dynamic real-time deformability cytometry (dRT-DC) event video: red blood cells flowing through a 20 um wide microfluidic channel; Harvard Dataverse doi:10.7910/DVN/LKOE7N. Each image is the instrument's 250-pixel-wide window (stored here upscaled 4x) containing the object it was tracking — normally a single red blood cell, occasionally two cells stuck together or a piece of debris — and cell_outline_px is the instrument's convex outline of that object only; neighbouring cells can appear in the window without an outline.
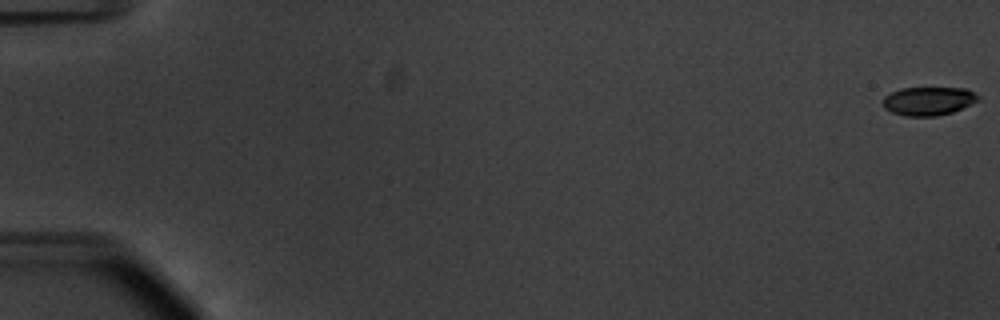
{"species": "common noctule bat (a hibernating species)", "species_latin": "Nyctalus noctula", "temperature_condition": "warm", "stored_images_in_passage": 56, "camera_frame_rate_fps": 3000, "um_per_image_px": 0.085, "animal": {"sex": "male", "body_mass_g": 20.1, "forearm_length_mm": 53.5}, "frame": {"image": 1, "passage_image": 1, "time_ms": 0.0, "image_size_px": [1000, 320], "cell_outline_px": [[980, 100], [952, 112], [936, 116], [904, 116], [892, 112], [884, 108], [884, 96], [900, 88], [964, 88], [980, 96]], "centroid_in_image_um": [78.92, 8.59], "position_along_channel_um": 6.1, "area_um2": 15.72}}
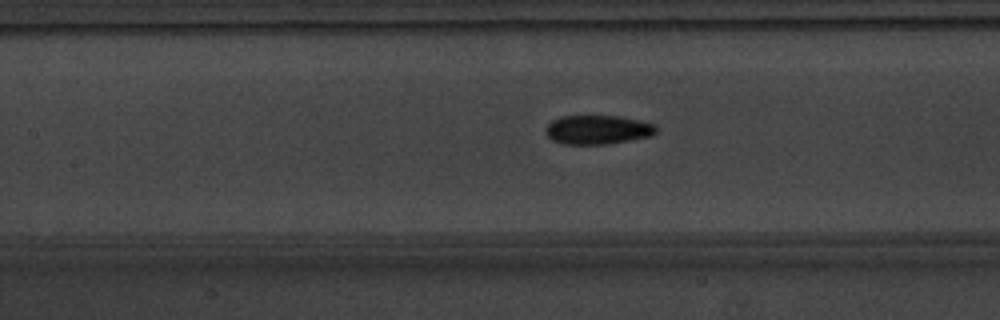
{"frame": {"image": 2, "passage_image": 27, "time_ms": 8.667, "image_size_px": [1000, 320], "cell_outline_px": [[656, 132], [652, 136], [608, 144], [564, 144], [552, 140], [544, 132], [544, 128], [552, 120], [560, 116], [620, 116], [640, 120], [656, 124]], "centroid_in_image_um": [50.8, 11.02], "position_along_channel_um": 156.6, "area_um2": 18.9}}
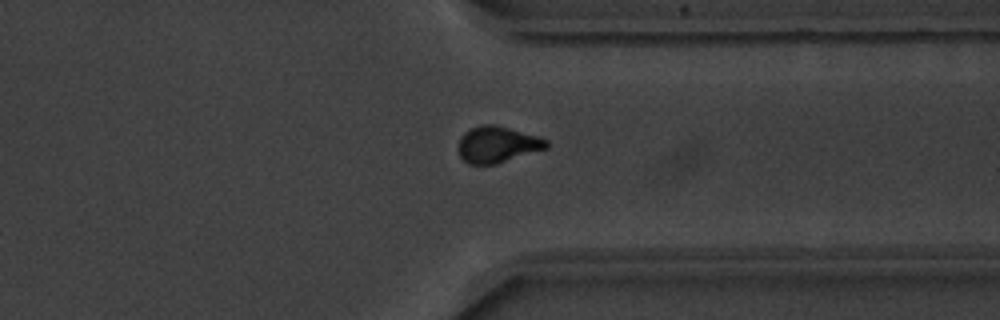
{"frame": {"image": 3, "passage_image": 44, "time_ms": 14.333, "image_size_px": [1000, 320], "cell_outline_px": [[548, 148], [496, 164], [468, 164], [460, 156], [456, 148], [460, 136], [464, 132], [480, 124], [496, 124], [540, 136], [548, 140]], "centroid_in_image_um": [42.26, 12.27], "position_along_channel_um": 369.1, "area_um2": 19.02}, "authors_computed_cell_mechanics": {"area_um2": 18.3226, "velocity_mm_per_s": 3.7598, "shape_relaxation_time_tau1_ms": 3.3534, "shape_relaxation_time_tau2_ms": 1.9639, "deformation_change_tau1": 0.1501, "deformation_change_tau2": 0.0724}}